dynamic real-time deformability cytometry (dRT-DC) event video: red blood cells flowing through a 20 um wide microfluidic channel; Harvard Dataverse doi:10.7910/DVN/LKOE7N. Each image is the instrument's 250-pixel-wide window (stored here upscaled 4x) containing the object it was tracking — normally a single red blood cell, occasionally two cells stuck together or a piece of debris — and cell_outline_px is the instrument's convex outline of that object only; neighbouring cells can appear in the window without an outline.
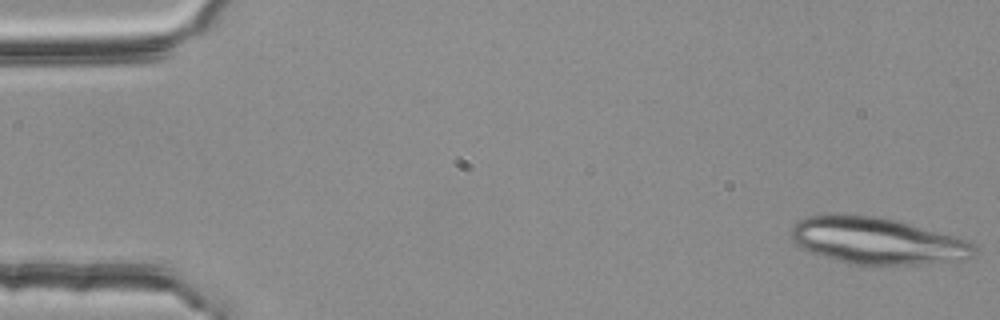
{"species": "common noctule bat (a hibernating species)", "species_latin": "Nyctalus noctula", "temperature_condition": "room temperature", "stored_images_in_passage": 52, "segment_of_instrument_passage": [1, 2], "camera_frame_rate_fps": 3000, "um_per_image_px": 0.085, "animal": {"sex": "female", "body_mass_g": 25.1}, "frame": {"image": 1, "passage_image": 1, "time_ms": 0.0, "image_size_px": [1000, 320], "cell_outline_px": [[980, 252], [964, 260], [868, 268], [852, 264], [808, 252], [800, 248], [792, 240], [792, 228], [804, 216], [824, 212], [840, 212], [876, 216], [896, 220], [956, 236], [972, 244]], "centroid_in_image_um": [74.51, 20.47], "position_along_channel_um": 10.5, "area_um2": 51.27}}